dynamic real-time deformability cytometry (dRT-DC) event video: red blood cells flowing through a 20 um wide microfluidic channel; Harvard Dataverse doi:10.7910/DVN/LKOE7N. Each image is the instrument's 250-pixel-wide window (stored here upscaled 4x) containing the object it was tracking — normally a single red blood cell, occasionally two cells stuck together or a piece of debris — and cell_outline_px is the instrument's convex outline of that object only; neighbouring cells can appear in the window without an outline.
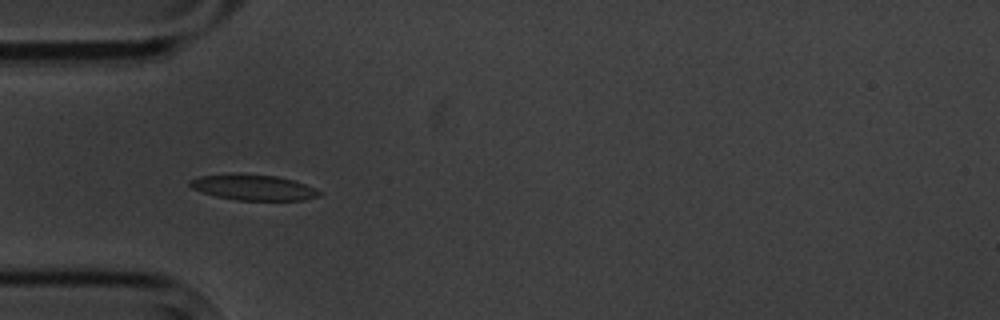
{"species": "common noctule bat (a hibernating species)", "species_latin": "Nyctalus noctula", "temperature_condition": "cold", "stored_images_in_passage": 5, "camera_frame_rate_fps": 3000, "um_per_image_px": 0.085, "animal": {"sex": "male", "body_mass_g": 20.1, "forearm_length_mm": 53.5}, "frame": {"image": 1, "passage_image": 4, "time_ms": 3.333, "image_size_px": [1000, 320], "cell_outline_px": [[320, 196], [304, 200], [236, 200], [216, 196], [200, 192], [192, 188], [188, 184], [188, 180], [200, 176], [232, 172], [240, 172], [276, 176], [292, 180], [304, 184], [320, 192]], "centroid_in_image_um": [21.44, 15.91], "position_along_channel_um": 63.6, "area_um2": 19.59}}
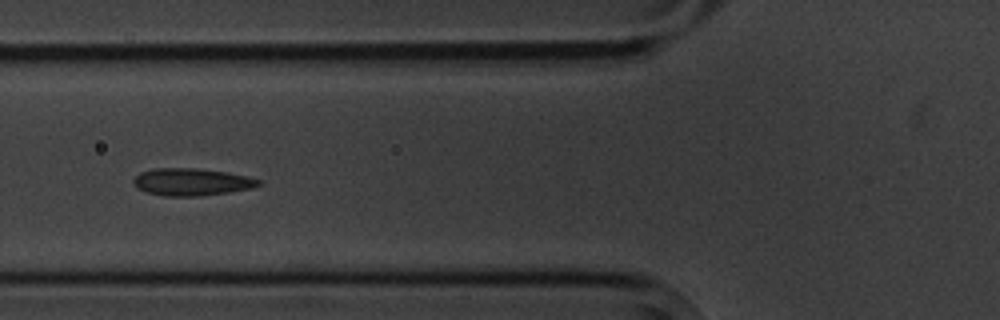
{"frame": {"image": 2, "passage_image": 5, "time_ms": 4.667, "image_size_px": [1000, 320], "cell_outline_px": [[260, 184], [252, 188], [228, 192], [200, 196], [164, 196], [148, 192], [136, 188], [132, 184], [132, 180], [140, 172], [152, 168], [196, 168], [228, 172], [248, 176], [260, 180]], "centroid_in_image_um": [16.25, 15.46], "position_along_channel_um": 109.5, "area_um2": 20.0}}